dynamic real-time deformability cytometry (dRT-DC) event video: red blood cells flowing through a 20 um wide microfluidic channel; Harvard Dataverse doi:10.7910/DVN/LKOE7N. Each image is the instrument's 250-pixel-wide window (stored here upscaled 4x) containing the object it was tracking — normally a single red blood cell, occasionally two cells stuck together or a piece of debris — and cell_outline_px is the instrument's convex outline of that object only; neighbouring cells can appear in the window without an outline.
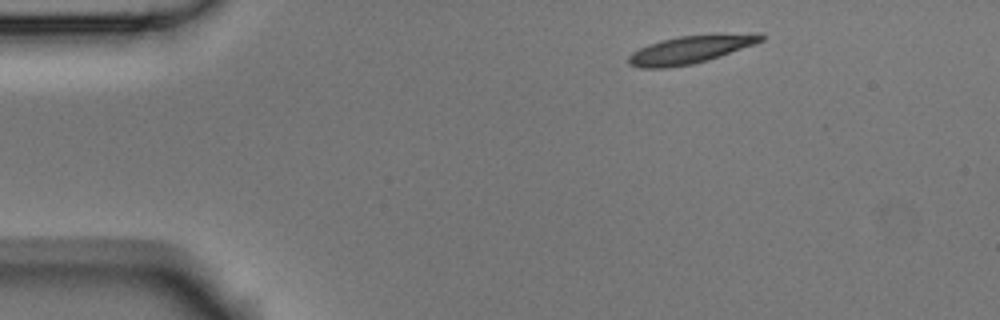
{"species": "Egyptian fruit bat (a non-hibernating species)", "species_latin": "Rousettus aegyptiacus", "temperature_condition": "room temperature", "stored_images_in_passage": 3, "camera_frame_rate_fps": 3000, "um_per_image_px": 0.085, "animal": {"sex": "male"}, "frame": {"image": 1, "passage_image": 1, "time_ms": 0.0, "image_size_px": [1000, 320], "cell_outline_px": [[764, 40], [720, 56], [708, 60], [692, 64], [668, 68], [640, 68], [628, 64], [628, 56], [632, 52], [648, 44], [660, 40], [680, 36], [756, 32], [764, 32]], "centroid_in_image_um": [58.69, 4.2], "position_along_channel_um": 26.3, "area_um2": 21.62}}
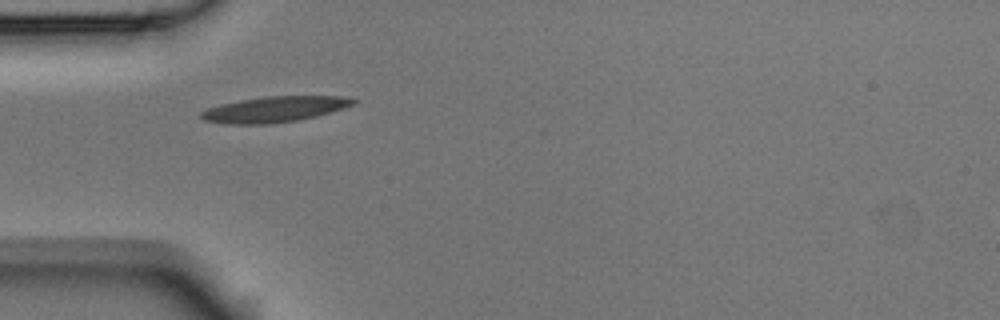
{"frame": {"image": 2, "passage_image": 3, "time_ms": 0.667, "image_size_px": [1000, 320], "cell_outline_px": [[356, 104], [316, 116], [296, 120], [268, 124], [224, 124], [204, 120], [200, 116], [200, 112], [208, 108], [220, 104], [240, 100], [264, 96], [348, 96], [356, 100]], "centroid_in_image_um": [23.32, 9.28], "position_along_channel_um": 61.7, "area_um2": 22.77}}